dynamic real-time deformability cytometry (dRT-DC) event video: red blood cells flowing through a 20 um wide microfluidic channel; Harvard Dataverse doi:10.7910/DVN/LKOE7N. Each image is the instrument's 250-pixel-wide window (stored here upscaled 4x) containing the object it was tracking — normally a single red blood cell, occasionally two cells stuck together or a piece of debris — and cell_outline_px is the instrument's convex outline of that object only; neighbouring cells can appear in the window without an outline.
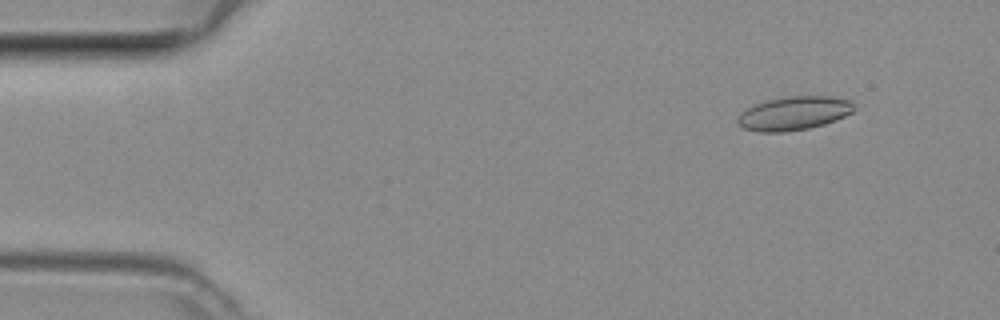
{"species": "common noctule bat (a hibernating species)", "species_latin": "Nyctalus noctula", "temperature_condition": "room temperature", "stored_images_in_passage": 45, "camera_frame_rate_fps": 3000, "um_per_image_px": 0.085, "animal": {"sex": "female", "body_mass_g": 29.2, "forearm_length_mm": 56.3}, "frame": {"image": 1, "passage_image": 3, "time_ms": 0.667, "image_size_px": [1000, 320], "cell_outline_px": [[856, 108], [852, 112], [844, 116], [824, 124], [808, 128], [784, 132], [760, 132], [744, 128], [736, 124], [736, 120], [740, 112], [752, 104], [784, 96], [828, 96], [852, 100]], "centroid_in_image_um": [67.45, 9.62], "position_along_channel_um": 17.6, "area_um2": 23.06}}
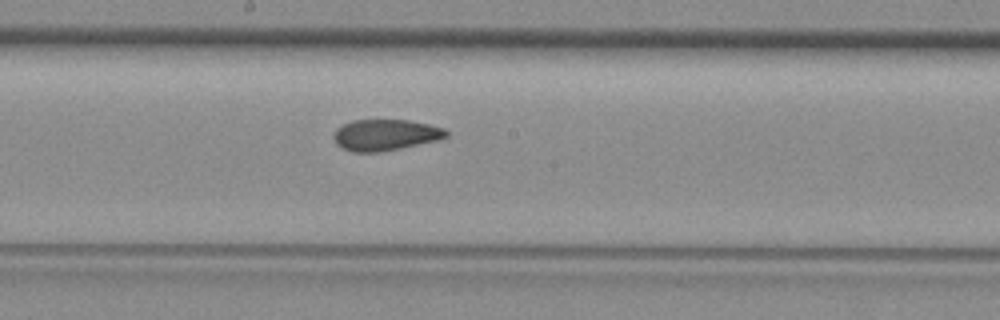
{"frame": {"image": 2, "passage_image": 23, "time_ms": 7.333, "image_size_px": [1000, 320], "cell_outline_px": [[448, 136], [440, 140], [380, 152], [352, 152], [340, 148], [336, 144], [332, 136], [336, 128], [352, 120], [408, 120], [428, 124], [444, 128], [448, 132]], "centroid_in_image_um": [32.73, 11.47], "position_along_channel_um": 215.5, "area_um2": 20.63}}
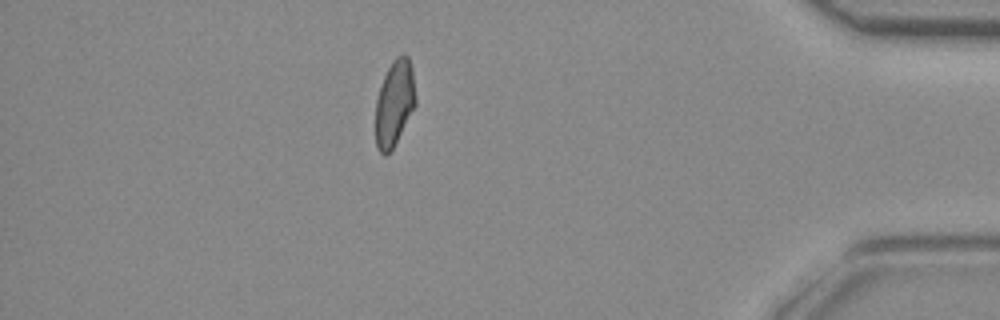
{"frame": {"image": 3, "passage_image": 39, "time_ms": 12.667, "image_size_px": [1000, 320], "cell_outline_px": [[416, 104], [392, 148], [384, 156], [376, 148], [376, 100], [384, 76], [392, 60], [396, 56], [404, 52], [408, 56], [412, 68], [416, 100]], "centroid_in_image_um": [33.53, 8.72], "position_along_channel_um": 401.7, "area_um2": 19.83}}